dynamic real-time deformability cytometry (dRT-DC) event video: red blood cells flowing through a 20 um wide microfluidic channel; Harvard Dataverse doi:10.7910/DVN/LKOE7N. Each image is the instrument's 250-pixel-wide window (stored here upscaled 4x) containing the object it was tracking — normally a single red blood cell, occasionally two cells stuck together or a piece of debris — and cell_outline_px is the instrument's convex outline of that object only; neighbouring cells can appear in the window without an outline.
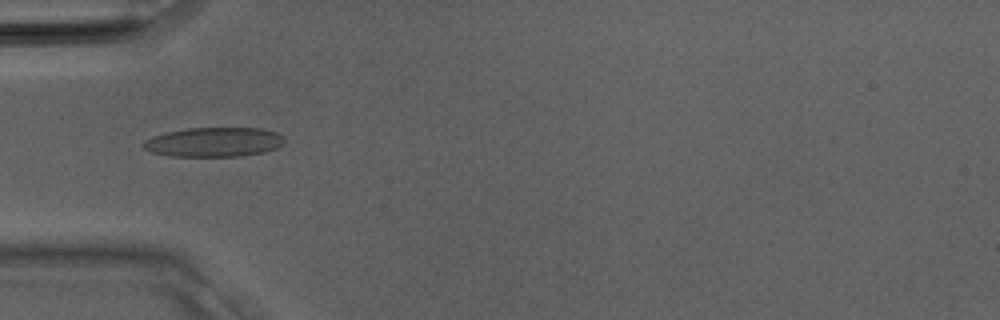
{"species": "Egyptian fruit bat (a non-hibernating species)", "species_latin": "Rousettus aegyptiacus", "temperature_condition": "room temperature", "stored_images_in_passage": 21, "camera_frame_rate_fps": 3000, "um_per_image_px": 0.085, "animal": {"sex": "male"}, "frame": {"image": 1, "passage_image": 10, "time_ms": 3.0, "image_size_px": [1000, 320], "cell_outline_px": [[284, 140], [276, 148], [264, 152], [240, 156], [168, 156], [152, 152], [144, 148], [140, 144], [144, 140], [152, 136], [168, 132], [188, 128], [264, 128], [276, 132], [284, 136]], "centroid_in_image_um": [18.16, 12.07], "position_along_channel_um": 66.8, "area_um2": 24.22}}